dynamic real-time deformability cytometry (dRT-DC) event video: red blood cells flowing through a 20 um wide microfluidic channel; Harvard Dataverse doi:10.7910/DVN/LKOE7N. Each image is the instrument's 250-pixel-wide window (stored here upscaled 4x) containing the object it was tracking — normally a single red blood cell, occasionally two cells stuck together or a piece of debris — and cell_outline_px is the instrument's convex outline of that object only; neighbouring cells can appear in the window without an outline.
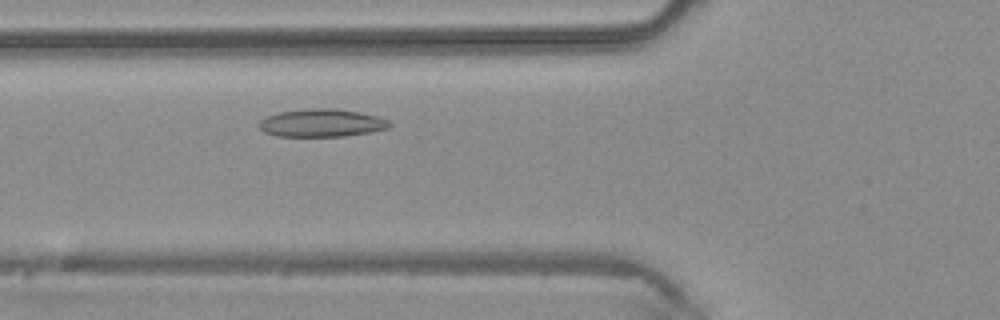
{"species": "common noctule bat (a hibernating species)", "species_latin": "Nyctalus noctula", "temperature_condition": "warm", "stored_images_in_passage": 38, "segment_of_instrument_passage": [1, 2], "camera_frame_rate_fps": 3000, "um_per_image_px": 0.085, "animal": {"sex": "male", "body_mass_g": 20.4}, "frame": {"image": 1, "passage_image": 9, "time_ms": 2.667, "image_size_px": [1000, 320], "cell_outline_px": [[392, 124], [388, 128], [372, 132], [344, 136], [276, 136], [264, 132], [260, 128], [260, 120], [268, 116], [280, 112], [312, 108], [336, 108], [360, 112], [376, 116], [388, 120]], "centroid_in_image_um": [27.37, 10.45], "position_along_channel_um": 98.4, "area_um2": 21.1}}
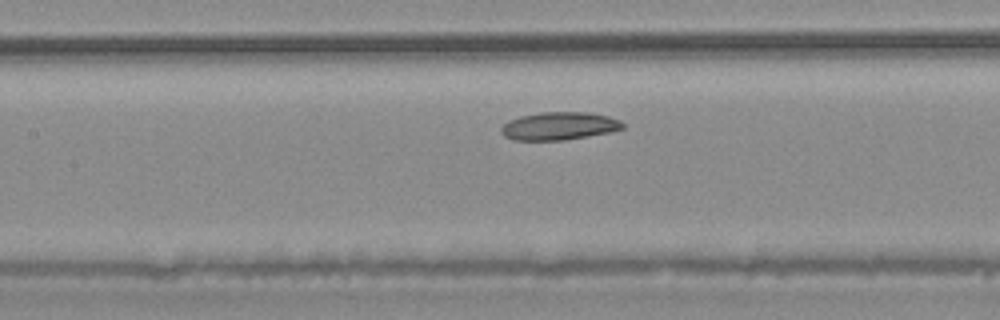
{"frame": {"image": 2, "passage_image": 13, "time_ms": 4.0, "image_size_px": [1000, 320], "cell_outline_px": [[624, 128], [612, 132], [564, 140], [512, 140], [504, 136], [500, 132], [500, 128], [508, 120], [520, 116], [540, 112], [588, 112], [608, 116], [620, 120], [624, 124]], "centroid_in_image_um": [47.52, 10.71], "position_along_channel_um": 159.9, "area_um2": 19.94}}
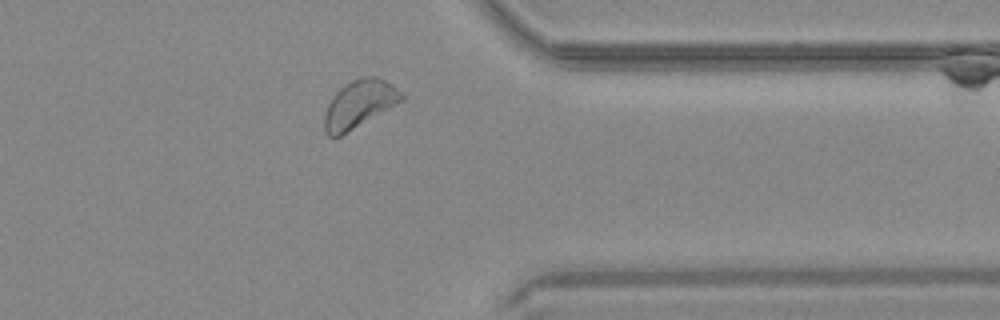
{"frame": {"image": 3, "passage_image": 28, "time_ms": 9.0, "image_size_px": [1000, 320], "cell_outline_px": [[404, 100], [340, 136], [328, 136], [324, 132], [324, 112], [332, 96], [340, 88], [352, 80], [360, 76], [376, 76], [392, 84], [404, 96]], "centroid_in_image_um": [30.51, 8.83], "position_along_channel_um": 380.9, "area_um2": 21.27}}